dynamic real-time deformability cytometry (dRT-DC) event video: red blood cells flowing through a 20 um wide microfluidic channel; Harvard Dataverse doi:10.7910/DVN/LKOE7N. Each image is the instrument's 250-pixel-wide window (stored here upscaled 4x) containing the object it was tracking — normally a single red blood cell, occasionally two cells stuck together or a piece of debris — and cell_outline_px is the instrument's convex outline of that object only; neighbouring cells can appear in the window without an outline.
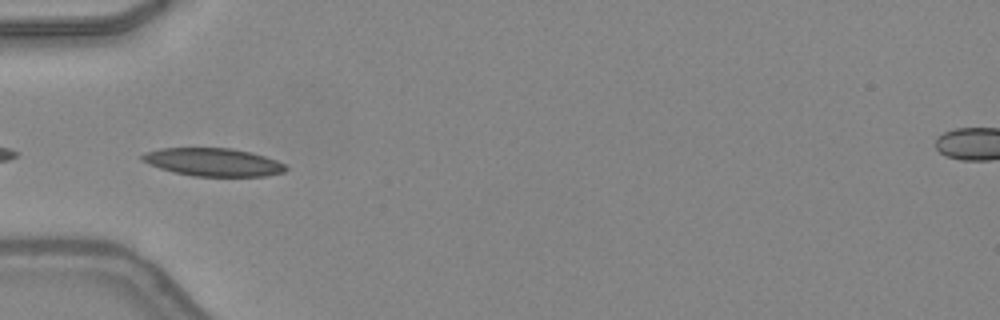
{"species": "common noctule bat (a hibernating species)", "species_latin": "Nyctalus noctula", "temperature_condition": "warm", "stored_images_in_passage": 8, "camera_frame_rate_fps": 3000, "um_per_image_px": 0.085, "animal": {"sex": "female", "body_mass_g": 24.6, "forearm_length_mm": 56.2}, "frame": {"image": 1, "passage_image": 5, "time_ms": 1.333, "image_size_px": [1000, 320], "cell_outline_px": [[288, 168], [284, 172], [264, 176], [192, 176], [172, 172], [148, 164], [140, 160], [140, 156], [144, 152], [160, 148], [232, 148], [252, 152], [276, 160], [284, 164]], "centroid_in_image_um": [18.08, 13.78], "position_along_channel_um": 66.9, "area_um2": 23.58}}